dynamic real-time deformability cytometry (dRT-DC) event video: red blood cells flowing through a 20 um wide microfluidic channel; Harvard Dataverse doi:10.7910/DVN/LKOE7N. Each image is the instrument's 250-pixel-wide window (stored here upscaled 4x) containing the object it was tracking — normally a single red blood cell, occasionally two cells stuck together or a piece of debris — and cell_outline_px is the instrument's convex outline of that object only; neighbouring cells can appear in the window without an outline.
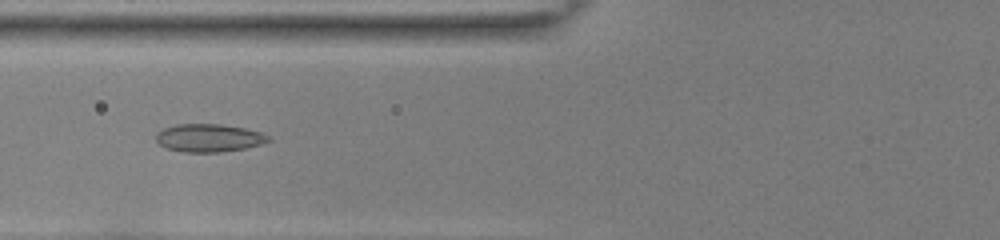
{"species": "common noctule bat (a hibernating species)", "species_latin": "Nyctalus noctula", "temperature_condition": "room temperature", "stored_images_in_passage": 35, "camera_frame_rate_fps": 3000, "um_per_image_px": 0.085, "animal": {"sex": "female", "body_mass_g": 22.0, "forearm_length_mm": 56.7}, "frame": {"image": 1, "passage_image": 4, "time_ms": 1.0, "image_size_px": [1000, 240], "cell_outline_px": [[272, 140], [260, 144], [244, 148], [220, 152], [184, 152], [164, 148], [156, 140], [156, 132], [164, 128], [176, 124], [220, 124], [244, 128], [260, 132], [272, 136]], "centroid_in_image_um": [17.75, 11.72], "position_along_channel_um": 108.1, "area_um2": 18.38}}
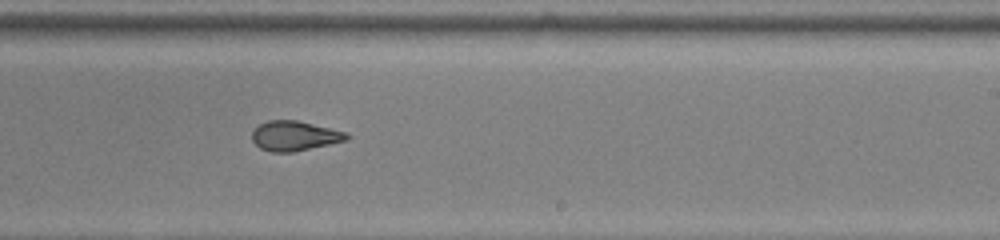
{"frame": {"image": 2, "passage_image": 16, "time_ms": 5.0, "image_size_px": [1000, 240], "cell_outline_px": [[352, 136], [348, 140], [292, 152], [272, 152], [260, 148], [252, 140], [252, 132], [260, 124], [268, 120], [296, 120], [348, 132]], "centroid_in_image_um": [25.07, 11.54], "position_along_channel_um": 263.9, "area_um2": 16.42}}
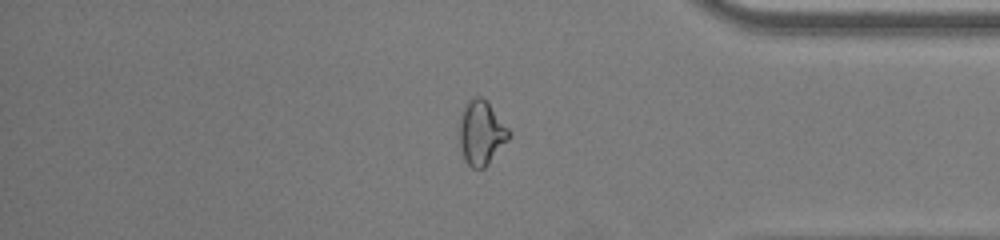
{"frame": {"image": 3, "passage_image": 27, "time_ms": 8.667, "image_size_px": [1000, 240], "cell_outline_px": [[512, 136], [488, 164], [484, 168], [472, 168], [464, 160], [460, 148], [460, 116], [464, 104], [472, 96], [480, 96], [488, 104], [512, 132]], "centroid_in_image_um": [40.91, 11.3], "position_along_channel_um": 394.3, "area_um2": 18.55}, "authors_computed_cell_mechanics": {"area_um2": 17.2244, "velocity_mm_per_s": 3.9018, "shape_relaxation_time_tau1_ms": null, "shape_relaxation_time_tau2_ms": 1.2951, "deformation_change_tau1": null, "deformation_change_tau2": 0.0808}}